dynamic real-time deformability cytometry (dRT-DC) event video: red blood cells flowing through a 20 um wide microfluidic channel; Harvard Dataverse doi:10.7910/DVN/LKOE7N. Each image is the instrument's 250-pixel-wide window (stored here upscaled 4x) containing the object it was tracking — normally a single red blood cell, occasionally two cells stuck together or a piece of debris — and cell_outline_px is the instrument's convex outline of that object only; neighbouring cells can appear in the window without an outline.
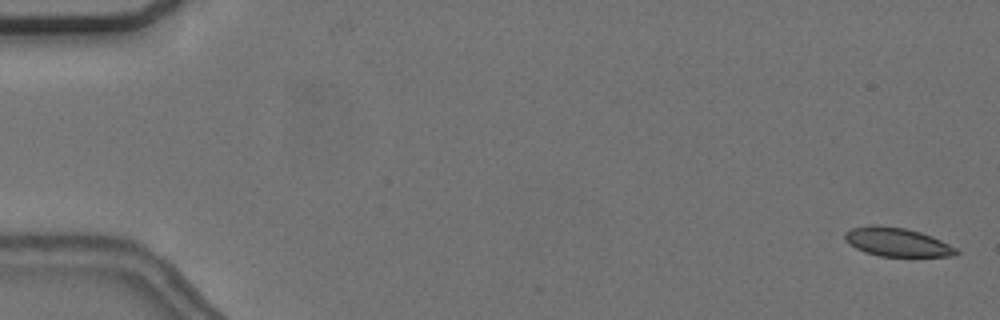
{"species": "common noctule bat (a hibernating species)", "species_latin": "Nyctalus noctula", "temperature_condition": "cold", "stored_images_in_passage": 57, "camera_frame_rate_fps": 3000, "um_per_image_px": 0.085, "animal": {"sex": "female", "body_mass_g": 24.6, "forearm_length_mm": 56.2}, "frame": {"image": 1, "passage_image": 2, "time_ms": 0.333, "image_size_px": [1000, 320], "cell_outline_px": [[960, 252], [956, 256], [880, 256], [864, 252], [856, 248], [844, 240], [844, 232], [852, 228], [872, 224], [876, 224], [904, 228], [920, 232], [932, 236], [956, 248]], "centroid_in_image_um": [76.22, 20.57], "position_along_channel_um": 8.8, "area_um2": 18.67}}
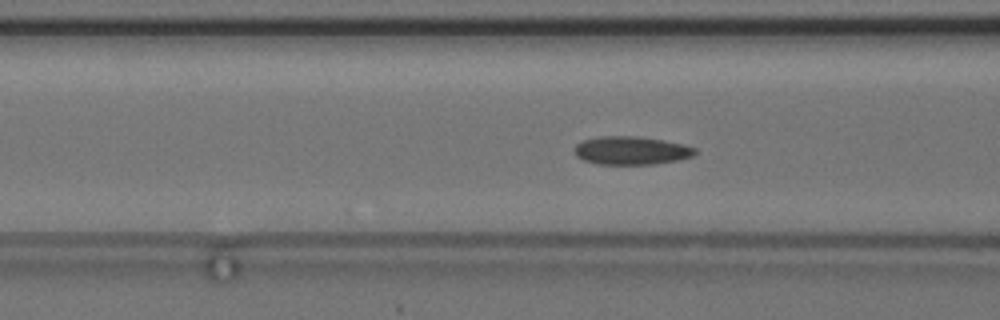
{"frame": {"image": 2, "passage_image": 23, "time_ms": 7.333, "image_size_px": [1000, 320], "cell_outline_px": [[696, 152], [692, 156], [680, 160], [652, 164], [596, 164], [584, 160], [576, 156], [576, 144], [584, 140], [600, 136], [636, 136], [664, 140], [684, 144], [696, 148]], "centroid_in_image_um": [53.68, 12.79], "position_along_channel_um": 112.9, "area_um2": 19.83}}
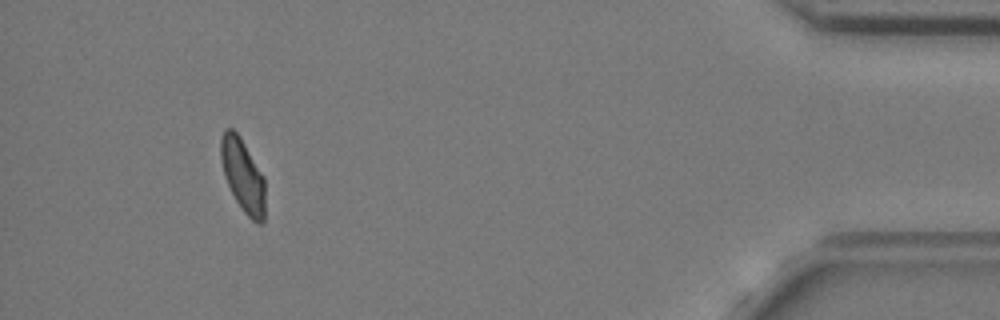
{"frame": {"image": 3, "passage_image": 53, "time_ms": 17.333, "image_size_px": [1000, 320], "cell_outline_px": [[264, 224], [256, 224], [244, 212], [236, 200], [224, 176], [220, 160], [220, 136], [224, 128], [232, 128], [240, 136], [264, 176]], "centroid_in_image_um": [20.63, 14.88], "position_along_channel_um": 414.6, "area_um2": 19.02}, "authors_computed_cell_mechanics": {"area_um2": 19.3052, "velocity_mm_per_s": 3.6608, "shape_relaxation_time_tau1_ms": 6.0246, "shape_relaxation_time_tau2_ms": 2.3925, "deformation_change_tau1": 0.1349, "deformation_change_tau2": 0.0724}}